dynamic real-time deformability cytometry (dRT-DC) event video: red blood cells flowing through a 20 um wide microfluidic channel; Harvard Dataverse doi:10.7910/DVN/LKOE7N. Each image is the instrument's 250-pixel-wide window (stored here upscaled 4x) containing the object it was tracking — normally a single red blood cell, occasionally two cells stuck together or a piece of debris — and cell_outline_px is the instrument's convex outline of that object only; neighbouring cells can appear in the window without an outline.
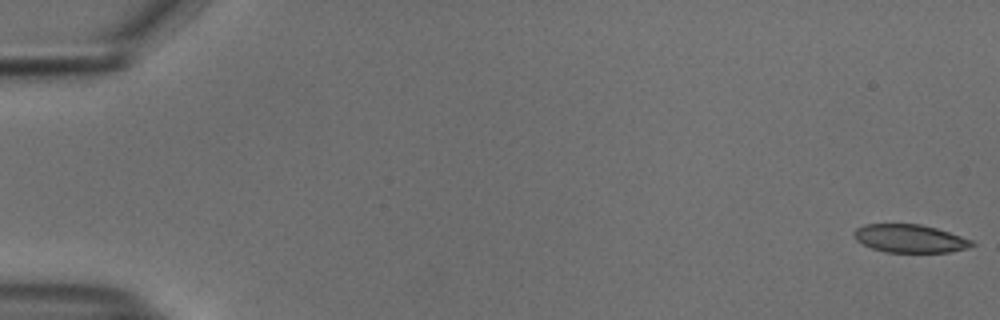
{"species": "common noctule bat (a hibernating species)", "species_latin": "Nyctalus noctula", "temperature_condition": "cold", "stored_images_in_passage": 54, "camera_frame_rate_fps": 3000, "um_per_image_px": 0.085, "animal": {"sex": "male", "body_mass_g": 18.8}, "frame": {"image": 1, "passage_image": 1, "time_ms": 0.0, "image_size_px": [1000, 320], "cell_outline_px": [[976, 244], [968, 248], [948, 252], [884, 252], [872, 248], [856, 240], [852, 236], [852, 232], [856, 228], [864, 224], [920, 224], [936, 228], [972, 240]], "centroid_in_image_um": [77.31, 20.27], "position_along_channel_um": 7.7, "area_um2": 19.31}}
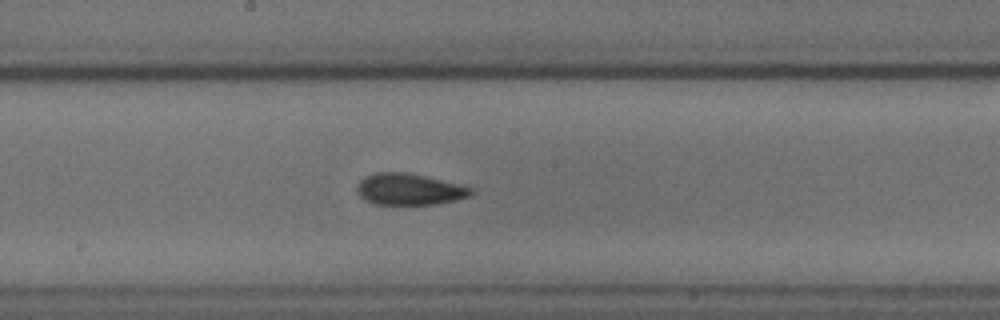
{"frame": {"image": 2, "passage_image": 30, "time_ms": 9.667, "image_size_px": [1000, 320], "cell_outline_px": [[472, 196], [456, 200], [436, 204], [372, 204], [364, 200], [356, 192], [356, 188], [360, 180], [364, 176], [376, 172], [404, 172], [424, 176], [460, 184], [472, 188]], "centroid_in_image_um": [34.76, 16.09], "position_along_channel_um": 213.4, "area_um2": 20.98}}
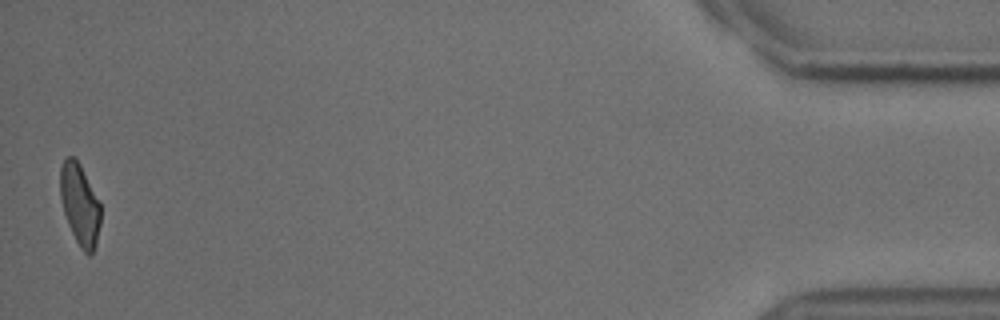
{"frame": {"image": 3, "passage_image": 54, "time_ms": 17.667, "image_size_px": [1000, 320], "cell_outline_px": [[100, 224], [96, 244], [92, 252], [88, 256], [80, 248], [68, 224], [64, 212], [60, 196], [60, 168], [64, 160], [68, 156], [72, 156], [80, 164], [100, 204]], "centroid_in_image_um": [6.78, 17.4], "position_along_channel_um": 428.4, "area_um2": 18.84}, "authors_computed_cell_mechanics": {"area_um2": 20.6346, "velocity_mm_per_s": 3.7458, "shape_relaxation_time_tau1_ms": 5.1827, "shape_relaxation_time_tau2_ms": 2.589, "deformation_change_tau1": 0.1291, "deformation_change_tau2": 0.0823}}